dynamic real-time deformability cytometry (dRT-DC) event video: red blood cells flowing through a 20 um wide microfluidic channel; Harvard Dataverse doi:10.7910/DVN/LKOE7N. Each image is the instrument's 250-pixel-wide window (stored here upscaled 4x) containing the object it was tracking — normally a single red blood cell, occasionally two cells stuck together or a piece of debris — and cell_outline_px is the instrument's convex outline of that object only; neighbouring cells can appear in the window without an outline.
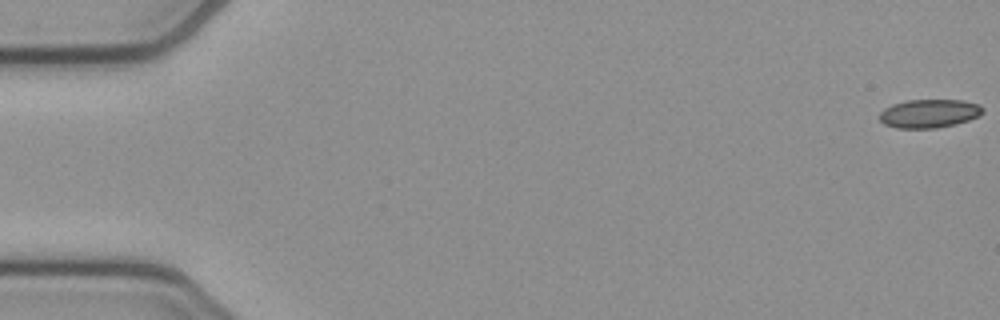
{"species": "common noctule bat (a hibernating species)", "species_latin": "Nyctalus noctula", "temperature_condition": "cold", "stored_images_in_passage": 54, "camera_frame_rate_fps": 3000, "um_per_image_px": 0.085, "animal": {"sex": "female", "body_mass_g": 21.9}, "frame": {"image": 1, "passage_image": 1, "time_ms": 0.0, "image_size_px": [1000, 320], "cell_outline_px": [[984, 112], [980, 116], [956, 124], [936, 128], [896, 128], [884, 124], [880, 120], [880, 112], [884, 108], [892, 104], [908, 100], [964, 100], [980, 104], [984, 108]], "centroid_in_image_um": [79.01, 9.64], "position_along_channel_um": 6.0, "area_um2": 17.34}}
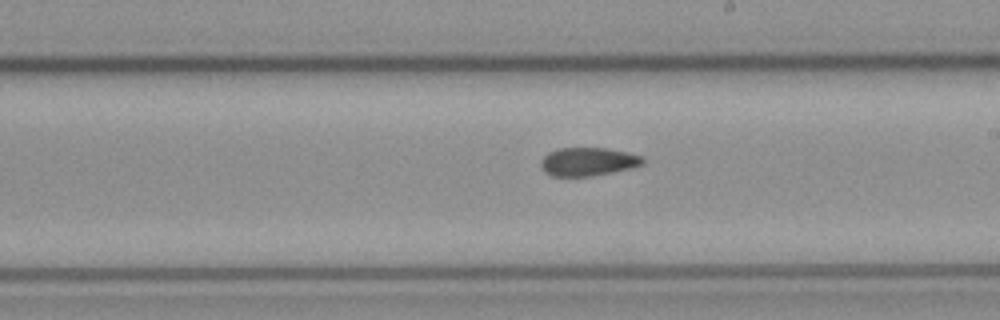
{"frame": {"image": 2, "passage_image": 31, "time_ms": 10.0, "image_size_px": [1000, 320], "cell_outline_px": [[644, 164], [632, 168], [592, 176], [552, 176], [544, 172], [540, 168], [540, 160], [548, 152], [556, 148], [604, 148], [628, 152], [644, 156]], "centroid_in_image_um": [49.97, 13.74], "position_along_channel_um": 239.0, "area_um2": 17.11}}
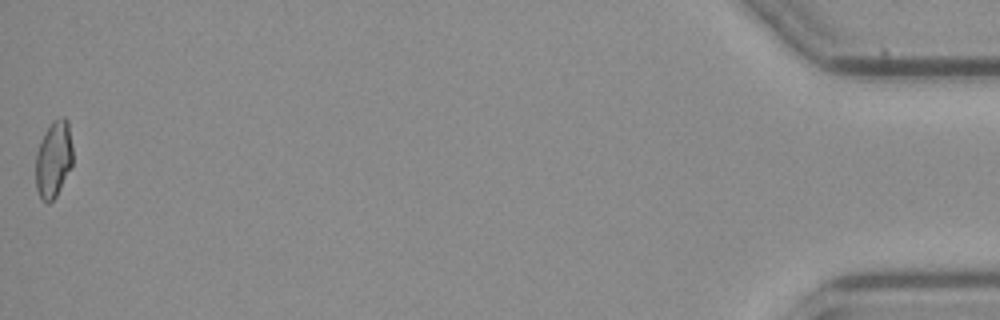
{"frame": {"image": 3, "passage_image": 54, "time_ms": 17.667, "image_size_px": [1000, 320], "cell_outline_px": [[72, 164], [56, 196], [48, 204], [40, 200], [36, 188], [36, 152], [44, 132], [52, 120], [60, 116], [64, 116], [68, 120], [72, 148]], "centroid_in_image_um": [4.54, 13.51], "position_along_channel_um": 430.7, "area_um2": 16.7}, "authors_computed_cell_mechanics": {"area_um2": 17.3689, "velocity_mm_per_s": 3.8404, "shape_relaxation_time_tau1_ms": null, "shape_relaxation_time_tau2_ms": 5.4509, "deformation_change_tau1": null, "deformation_change_tau2": 0.1088}}